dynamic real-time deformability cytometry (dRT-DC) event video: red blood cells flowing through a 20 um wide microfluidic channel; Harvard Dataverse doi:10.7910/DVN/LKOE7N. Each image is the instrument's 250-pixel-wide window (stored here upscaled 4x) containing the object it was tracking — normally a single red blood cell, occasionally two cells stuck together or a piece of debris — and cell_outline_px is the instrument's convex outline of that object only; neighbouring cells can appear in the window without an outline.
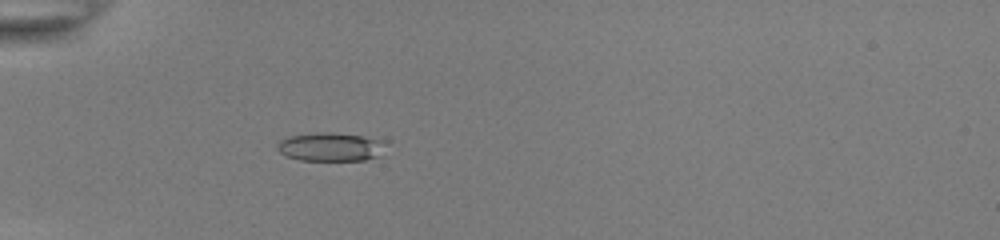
{"species": "common noctule bat (a hibernating species)", "species_latin": "Nyctalus noctula", "temperature_condition": "room temperature", "stored_images_in_passage": 53, "camera_frame_rate_fps": 3000, "um_per_image_px": 0.085, "animal": {"sex": "female", "body_mass_g": 22.0, "forearm_length_mm": 56.7}, "frame": {"image": 1, "passage_image": 18, "time_ms": 5.667, "image_size_px": [1000, 240], "cell_outline_px": [[388, 140], [380, 156], [364, 160], [300, 160], [288, 156], [280, 152], [276, 148], [276, 144], [280, 140], [288, 136], [316, 132], [328, 132], [364, 136]], "centroid_in_image_um": [28.14, 12.47], "position_along_channel_um": 56.9, "area_um2": 18.32}}
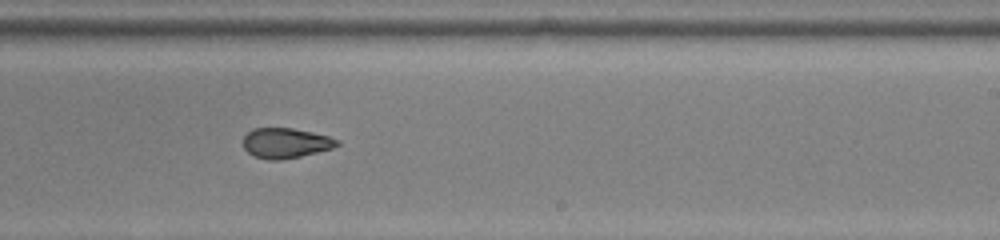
{"frame": {"image": 2, "passage_image": 35, "time_ms": 11.333, "image_size_px": [1000, 240], "cell_outline_px": [[340, 144], [332, 148], [284, 160], [268, 160], [252, 156], [244, 148], [244, 136], [252, 128], [292, 128], [312, 132], [328, 136], [340, 140]], "centroid_in_image_um": [24.27, 12.16], "position_along_channel_um": 264.7, "area_um2": 16.53}}
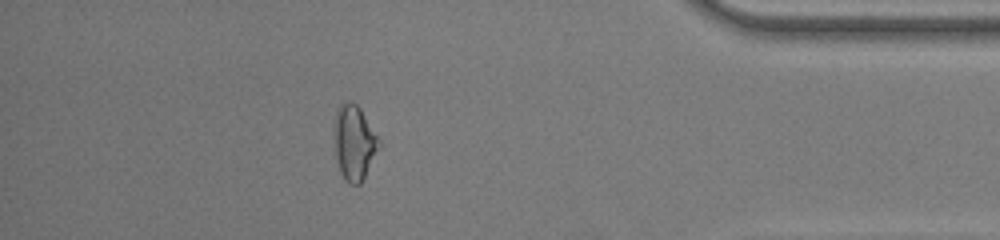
{"frame": {"image": 3, "passage_image": 48, "time_ms": 15.667, "image_size_px": [1000, 240], "cell_outline_px": [[380, 144], [360, 184], [348, 184], [344, 180], [340, 172], [336, 160], [336, 112], [348, 100], [356, 104], [360, 108], [380, 140]], "centroid_in_image_um": [30.12, 12.15], "position_along_channel_um": 405.1, "area_um2": 18.73}, "authors_computed_cell_mechanics": {"area_um2": 18.4382, "velocity_mm_per_s": 3.916, "shape_relaxation_time_tau1_ms": 11.3599, "shape_relaxation_time_tau2_ms": 1.8897, "deformation_change_tau1": 0.2999, "deformation_change_tau2": 0.0818}}